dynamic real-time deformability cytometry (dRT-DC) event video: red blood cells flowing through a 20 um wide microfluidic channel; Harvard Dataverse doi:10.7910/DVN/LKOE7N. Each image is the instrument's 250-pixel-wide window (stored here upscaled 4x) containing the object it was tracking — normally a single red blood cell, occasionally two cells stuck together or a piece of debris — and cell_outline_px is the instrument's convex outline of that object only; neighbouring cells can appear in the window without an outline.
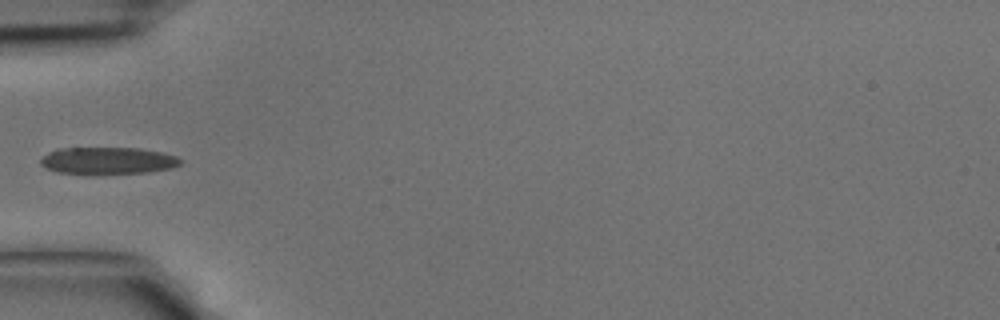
{"species": "common noctule bat (a hibernating species)", "species_latin": "Nyctalus noctula", "temperature_condition": "cold", "stored_images_in_passage": 13, "camera_frame_rate_fps": 3000, "um_per_image_px": 0.085, "animal": {"sex": "male", "body_mass_g": 15.6}, "frame": {"image": 1, "passage_image": 1, "time_ms": 0.0, "image_size_px": [1000, 320], "cell_outline_px": [[184, 164], [172, 168], [148, 172], [96, 176], [88, 176], [56, 172], [44, 168], [40, 164], [40, 160], [48, 152], [56, 148], [140, 148], [160, 152], [176, 156], [184, 160]], "centroid_in_image_um": [9.15, 13.69], "position_along_channel_um": 75.9, "area_um2": 23.06}}
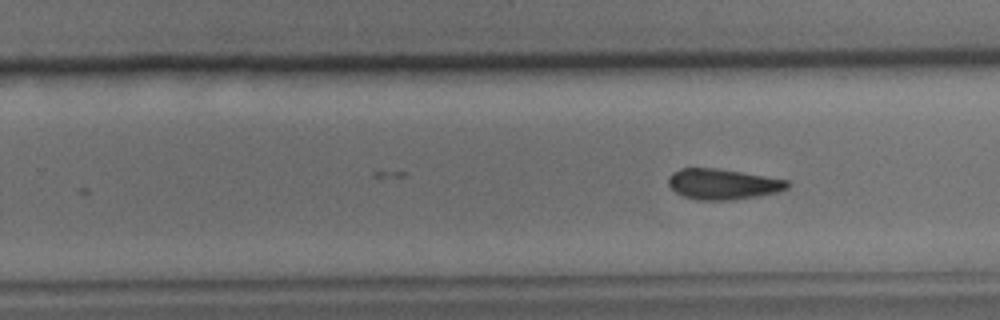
{"frame": {"image": 2, "passage_image": 13, "time_ms": 4.0, "image_size_px": [1000, 320], "cell_outline_px": [[792, 184], [788, 188], [780, 192], [732, 200], [700, 200], [684, 196], [676, 192], [668, 184], [668, 176], [672, 172], [680, 168], [716, 168], [788, 180]], "centroid_in_image_um": [61.45, 15.65], "position_along_channel_um": 268.3, "area_um2": 21.21}}